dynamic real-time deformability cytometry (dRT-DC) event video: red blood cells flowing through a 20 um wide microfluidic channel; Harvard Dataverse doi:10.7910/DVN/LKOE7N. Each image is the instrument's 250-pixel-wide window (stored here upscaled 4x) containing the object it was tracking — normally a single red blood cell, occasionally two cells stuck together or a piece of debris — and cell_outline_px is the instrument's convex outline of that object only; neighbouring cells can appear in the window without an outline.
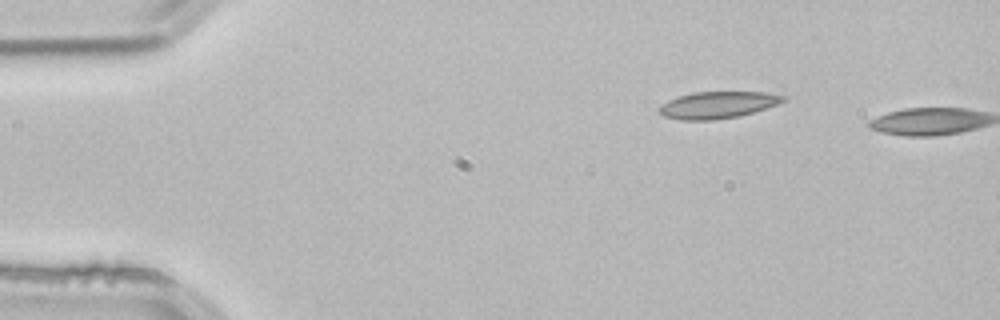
{"species": "common noctule bat (a hibernating species)", "species_latin": "Nyctalus noctula", "temperature_condition": "room temperature", "stored_images_in_passage": 2, "camera_frame_rate_fps": 3000, "um_per_image_px": 0.085, "animal": {"sex": "male", "body_mass_g": 21.5, "forearm_length_mm": 52.0}, "frame": {"image": 1, "passage_image": 1, "time_ms": 0.0, "image_size_px": [1000, 320], "cell_outline_px": [[788, 100], [740, 116], [712, 120], [684, 120], [664, 116], [656, 108], [660, 104], [676, 96], [692, 92], [764, 92], [788, 96]], "centroid_in_image_um": [60.98, 8.91], "position_along_channel_um": 24.0, "area_um2": 19.48}}